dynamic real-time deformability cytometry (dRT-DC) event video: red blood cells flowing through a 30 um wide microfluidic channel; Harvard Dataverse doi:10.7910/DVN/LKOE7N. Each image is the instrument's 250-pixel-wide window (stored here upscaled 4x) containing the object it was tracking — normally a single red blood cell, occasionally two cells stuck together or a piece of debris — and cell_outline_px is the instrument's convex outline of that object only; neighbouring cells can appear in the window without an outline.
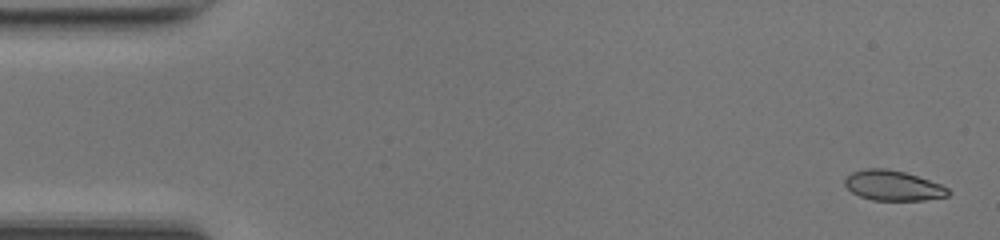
{"species": "common noctule bat (a hibernating species)", "species_latin": "Nyctalus noctula", "temperature_condition": "room temperature", "stored_images_in_passage": 49, "camera_frame_rate_fps": 3000, "um_per_image_px": 0.085, "animal": {"sex": "female", "body_mass_g": 17.0, "forearm_length_mm": 48.0}, "frame": {"image": 1, "passage_image": 2, "time_ms": 0.333, "image_size_px": [1000, 240], "cell_outline_px": [[952, 192], [948, 196], [924, 200], [872, 200], [860, 196], [852, 192], [844, 184], [844, 180], [852, 172], [868, 168], [888, 168], [904, 172], [940, 184], [948, 188]], "centroid_in_image_um": [75.91, 15.77], "position_along_channel_um": 9.1, "area_um2": 18.03}}
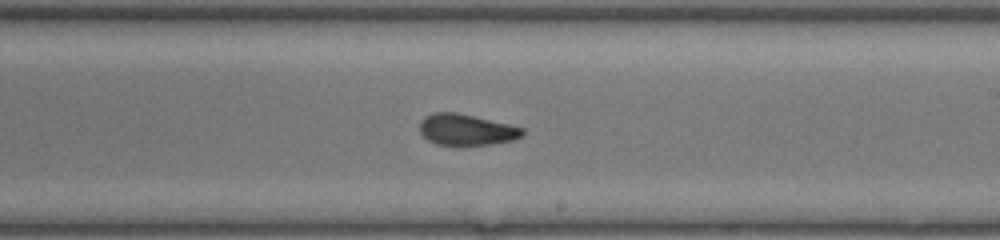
{"frame": {"image": 2, "passage_image": 29, "time_ms": 9.333, "image_size_px": [1000, 240], "cell_outline_px": [[524, 136], [516, 140], [492, 144], [436, 144], [428, 140], [420, 132], [420, 120], [424, 116], [432, 112], [456, 112], [508, 124], [524, 128]], "centroid_in_image_um": [39.65, 11.01], "position_along_channel_um": 249.3, "area_um2": 18.61}}
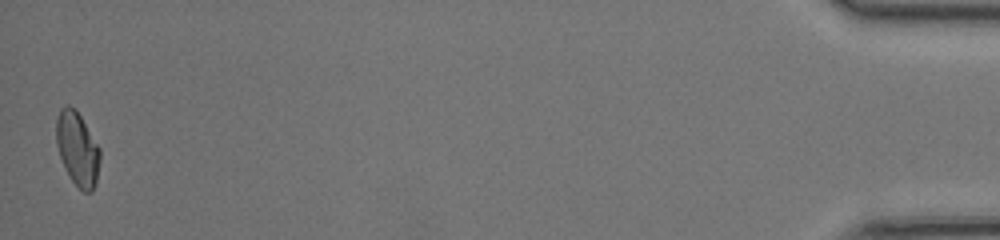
{"frame": {"image": 3, "passage_image": 49, "time_ms": 16.0, "image_size_px": [1000, 240], "cell_outline_px": [[100, 160], [96, 184], [92, 192], [84, 192], [68, 176], [60, 156], [56, 144], [56, 116], [60, 108], [64, 104], [68, 104], [76, 108], [100, 148]], "centroid_in_image_um": [6.57, 12.6], "position_along_channel_um": 428.6, "area_um2": 19.07}, "authors_computed_cell_mechanics": {"area_um2": 18.7272, "velocity_mm_per_s": 4.2281, "shape_relaxation_time_tau1_ms": null, "shape_relaxation_time_tau2_ms": 1.5197, "deformation_change_tau1": null, "deformation_change_tau2": 0.0606}}